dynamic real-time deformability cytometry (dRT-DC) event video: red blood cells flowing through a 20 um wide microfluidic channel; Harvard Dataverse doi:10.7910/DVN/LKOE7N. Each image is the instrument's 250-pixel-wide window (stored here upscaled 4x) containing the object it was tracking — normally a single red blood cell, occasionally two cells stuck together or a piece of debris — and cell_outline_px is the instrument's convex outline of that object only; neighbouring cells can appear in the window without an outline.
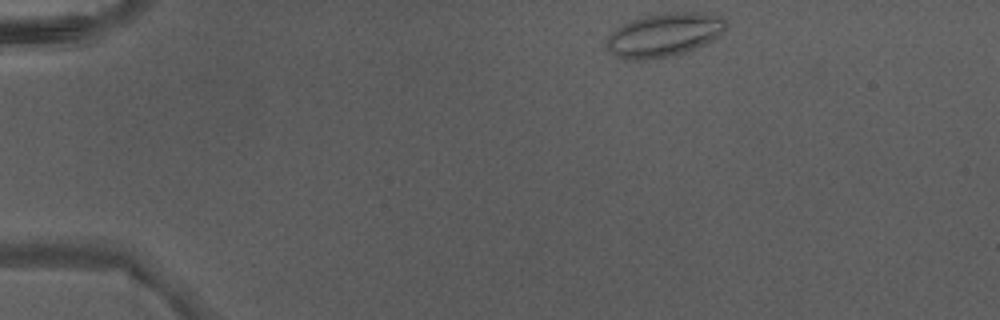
{"species": "Egyptian fruit bat (a non-hibernating species)", "species_latin": "Rousettus aegyptiacus", "temperature_condition": "warm", "stored_images_in_passage": 40, "camera_frame_rate_fps": 3000, "um_per_image_px": 0.085, "animal": {"sex": "male"}, "frame": {"image": 1, "passage_image": 1, "time_ms": 0.0, "image_size_px": [1000, 320], "cell_outline_px": [[728, 28], [720, 36], [704, 44], [684, 52], [668, 56], [644, 60], [624, 60], [608, 52], [604, 44], [604, 40], [620, 24], [644, 16], [664, 12], [700, 12], [720, 16], [728, 24]], "centroid_in_image_um": [56.41, 2.96], "position_along_channel_um": 28.6, "area_um2": 30.75}}